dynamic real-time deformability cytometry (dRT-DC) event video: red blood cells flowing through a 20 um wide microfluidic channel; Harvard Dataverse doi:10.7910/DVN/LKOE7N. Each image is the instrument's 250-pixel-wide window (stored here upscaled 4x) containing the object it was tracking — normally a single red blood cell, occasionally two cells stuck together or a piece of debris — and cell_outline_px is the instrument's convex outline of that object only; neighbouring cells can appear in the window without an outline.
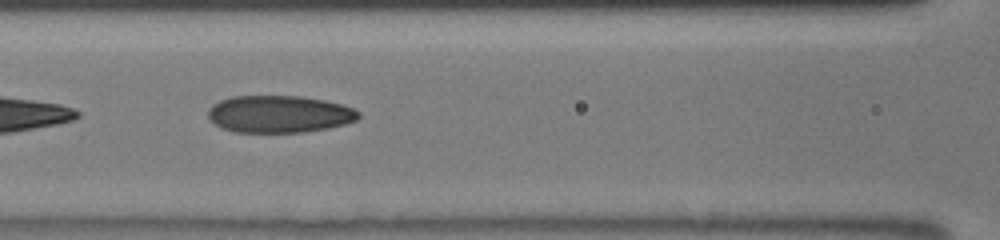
{"species": "human", "species_latin": "Homo sapiens", "temperature_condition": "room temperature", "stored_images_in_passage": 34, "segment_of_instrument_passage": [2, 2], "camera_frame_rate_fps": 3000, "um_per_image_px": 0.085, "donor": {"sex": "male"}, "frame": {"image": 1, "passage_image": 18, "time_ms": 9.333, "image_size_px": [1000, 240], "cell_outline_px": [[360, 116], [356, 120], [344, 124], [328, 128], [304, 132], [232, 132], [220, 128], [208, 116], [208, 108], [212, 104], [220, 100], [232, 96], [300, 96], [324, 100], [340, 104], [352, 108], [360, 112]], "centroid_in_image_um": [23.71, 9.7], "position_along_channel_um": 142.9, "area_um2": 32.66}}
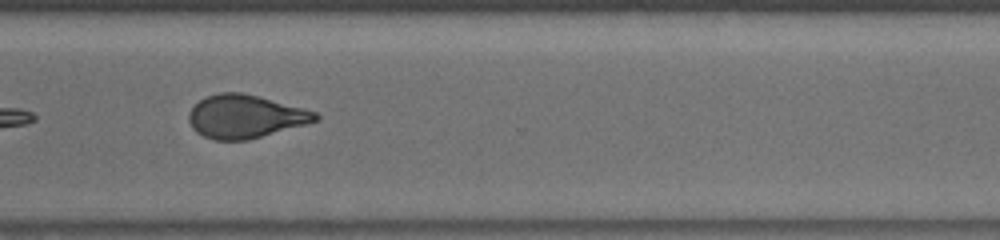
{"frame": {"image": 2, "passage_image": 28, "time_ms": 14.333, "image_size_px": [1000, 240], "cell_outline_px": [[320, 116], [316, 120], [304, 124], [248, 140], [212, 140], [196, 132], [192, 128], [188, 120], [188, 112], [204, 96], [220, 92], [244, 92], [304, 108], [316, 112]], "centroid_in_image_um": [20.8, 9.89], "position_along_channel_um": 349.8, "area_um2": 31.85}}